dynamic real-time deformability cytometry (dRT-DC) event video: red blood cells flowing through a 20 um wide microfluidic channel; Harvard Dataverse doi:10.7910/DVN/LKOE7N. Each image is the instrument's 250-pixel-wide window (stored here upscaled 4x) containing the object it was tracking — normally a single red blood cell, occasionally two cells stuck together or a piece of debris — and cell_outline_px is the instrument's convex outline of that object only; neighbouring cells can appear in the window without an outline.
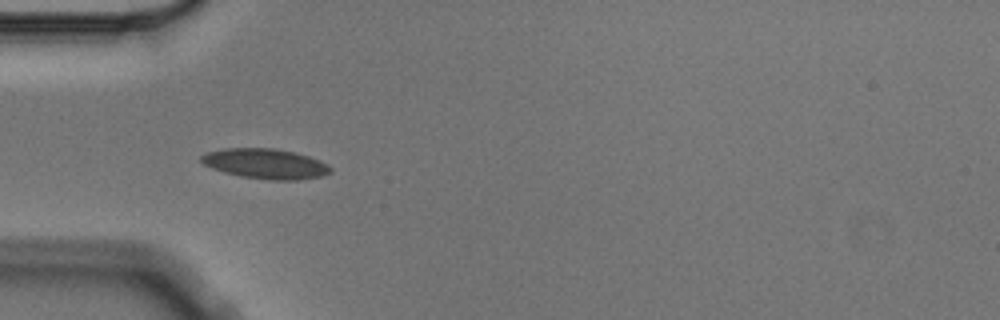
{"species": "Egyptian fruit bat (a non-hibernating species)", "species_latin": "Rousettus aegyptiacus", "temperature_condition": "cold", "stored_images_in_passage": 4, "camera_frame_rate_fps": 3000, "um_per_image_px": 0.085, "animal": {"sex": "male"}, "frame": {"image": 1, "passage_image": 3, "time_ms": 0.667, "image_size_px": [1000, 320], "cell_outline_px": [[332, 172], [320, 176], [300, 180], [268, 180], [240, 176], [224, 172], [212, 168], [204, 164], [200, 160], [200, 156], [208, 152], [224, 148], [276, 148], [296, 152], [320, 160], [328, 164], [332, 168]], "centroid_in_image_um": [22.59, 13.91], "position_along_channel_um": 62.4, "area_um2": 22.83}}
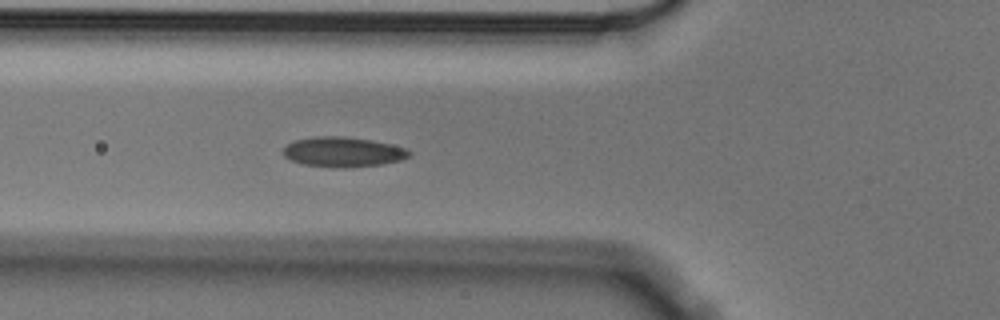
{"frame": {"image": 2, "passage_image": 4, "time_ms": 1.0, "image_size_px": [1000, 320], "cell_outline_px": [[412, 156], [400, 160], [380, 164], [344, 168], [336, 168], [304, 164], [292, 160], [284, 156], [284, 148], [288, 144], [296, 140], [316, 136], [344, 136], [372, 140], [404, 148], [412, 152]], "centroid_in_image_um": [29.17, 12.91], "position_along_channel_um": 96.6, "area_um2": 21.79}}